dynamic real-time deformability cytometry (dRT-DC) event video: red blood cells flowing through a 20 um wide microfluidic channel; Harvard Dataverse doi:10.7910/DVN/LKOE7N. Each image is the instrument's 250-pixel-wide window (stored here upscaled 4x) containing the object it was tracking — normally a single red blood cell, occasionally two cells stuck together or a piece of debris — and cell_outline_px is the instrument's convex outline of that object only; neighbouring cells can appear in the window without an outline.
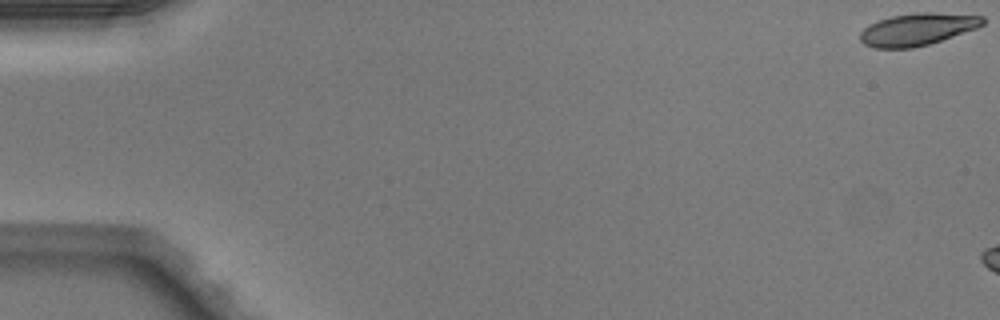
{"species": "Egyptian fruit bat (a non-hibernating species)", "species_latin": "Rousettus aegyptiacus", "temperature_condition": "warm", "stored_images_in_passage": 7, "camera_frame_rate_fps": 3000, "um_per_image_px": 0.085, "animal": {"sex": "male"}, "frame": {"image": 1, "passage_image": 1, "time_ms": 0.0, "image_size_px": [1000, 320], "cell_outline_px": [[984, 24], [976, 28], [928, 44], [912, 48], [876, 48], [864, 44], [860, 40], [860, 32], [864, 28], [880, 20], [892, 16], [916, 12], [932, 12], [984, 16]], "centroid_in_image_um": [77.97, 2.48], "position_along_channel_um": 7.0, "area_um2": 22.72}}